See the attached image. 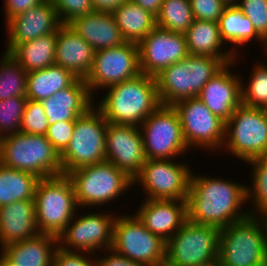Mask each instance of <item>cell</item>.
Returning a JSON list of instances; mask_svg holds the SVG:
<instances>
[{"instance_id":"1","label":"cell","mask_w":267,"mask_h":266,"mask_svg":"<svg viewBox=\"0 0 267 266\" xmlns=\"http://www.w3.org/2000/svg\"><path fill=\"white\" fill-rule=\"evenodd\" d=\"M246 185L191 173L187 196V220L222 229L249 216ZM243 210V211H242ZM245 212V213H244Z\"/></svg>"},{"instance_id":"2","label":"cell","mask_w":267,"mask_h":266,"mask_svg":"<svg viewBox=\"0 0 267 266\" xmlns=\"http://www.w3.org/2000/svg\"><path fill=\"white\" fill-rule=\"evenodd\" d=\"M107 89L95 107L113 124L139 127L161 105L156 78L144 73Z\"/></svg>"},{"instance_id":"3","label":"cell","mask_w":267,"mask_h":266,"mask_svg":"<svg viewBox=\"0 0 267 266\" xmlns=\"http://www.w3.org/2000/svg\"><path fill=\"white\" fill-rule=\"evenodd\" d=\"M221 266L267 265V219L248 216L220 229Z\"/></svg>"},{"instance_id":"4","label":"cell","mask_w":267,"mask_h":266,"mask_svg":"<svg viewBox=\"0 0 267 266\" xmlns=\"http://www.w3.org/2000/svg\"><path fill=\"white\" fill-rule=\"evenodd\" d=\"M226 64L217 57L188 55L166 67L156 78L161 105L198 97L203 86Z\"/></svg>"},{"instance_id":"5","label":"cell","mask_w":267,"mask_h":266,"mask_svg":"<svg viewBox=\"0 0 267 266\" xmlns=\"http://www.w3.org/2000/svg\"><path fill=\"white\" fill-rule=\"evenodd\" d=\"M0 163L40 179L63 174L60 155L45 135L18 132L1 138Z\"/></svg>"},{"instance_id":"6","label":"cell","mask_w":267,"mask_h":266,"mask_svg":"<svg viewBox=\"0 0 267 266\" xmlns=\"http://www.w3.org/2000/svg\"><path fill=\"white\" fill-rule=\"evenodd\" d=\"M36 223L39 233L58 237L75 219L78 205L74 187L66 174L42 178L36 185Z\"/></svg>"},{"instance_id":"7","label":"cell","mask_w":267,"mask_h":266,"mask_svg":"<svg viewBox=\"0 0 267 266\" xmlns=\"http://www.w3.org/2000/svg\"><path fill=\"white\" fill-rule=\"evenodd\" d=\"M108 121L92 106L74 121V131L66 149L60 154L63 174L106 160Z\"/></svg>"},{"instance_id":"8","label":"cell","mask_w":267,"mask_h":266,"mask_svg":"<svg viewBox=\"0 0 267 266\" xmlns=\"http://www.w3.org/2000/svg\"><path fill=\"white\" fill-rule=\"evenodd\" d=\"M66 175L73 184L78 207L101 206L133 186V179L106 160L78 168Z\"/></svg>"},{"instance_id":"9","label":"cell","mask_w":267,"mask_h":266,"mask_svg":"<svg viewBox=\"0 0 267 266\" xmlns=\"http://www.w3.org/2000/svg\"><path fill=\"white\" fill-rule=\"evenodd\" d=\"M220 229L186 221L166 242L165 261L173 266H209L218 262Z\"/></svg>"},{"instance_id":"10","label":"cell","mask_w":267,"mask_h":266,"mask_svg":"<svg viewBox=\"0 0 267 266\" xmlns=\"http://www.w3.org/2000/svg\"><path fill=\"white\" fill-rule=\"evenodd\" d=\"M222 147L246 164L251 159L267 156V109L241 103L225 123Z\"/></svg>"},{"instance_id":"11","label":"cell","mask_w":267,"mask_h":266,"mask_svg":"<svg viewBox=\"0 0 267 266\" xmlns=\"http://www.w3.org/2000/svg\"><path fill=\"white\" fill-rule=\"evenodd\" d=\"M139 128L146 159L174 160L190 149L183 137L178 112L172 105H160Z\"/></svg>"},{"instance_id":"12","label":"cell","mask_w":267,"mask_h":266,"mask_svg":"<svg viewBox=\"0 0 267 266\" xmlns=\"http://www.w3.org/2000/svg\"><path fill=\"white\" fill-rule=\"evenodd\" d=\"M134 216H117L113 225L112 248L132 261L156 266L165 261L166 242L151 233Z\"/></svg>"},{"instance_id":"13","label":"cell","mask_w":267,"mask_h":266,"mask_svg":"<svg viewBox=\"0 0 267 266\" xmlns=\"http://www.w3.org/2000/svg\"><path fill=\"white\" fill-rule=\"evenodd\" d=\"M191 170L172 159H146L133 185H141L146 199L187 200ZM140 182V183H139Z\"/></svg>"},{"instance_id":"14","label":"cell","mask_w":267,"mask_h":266,"mask_svg":"<svg viewBox=\"0 0 267 266\" xmlns=\"http://www.w3.org/2000/svg\"><path fill=\"white\" fill-rule=\"evenodd\" d=\"M140 73L138 45L125 42L120 46L96 51L92 69L85 81L92 97H95L93 93L96 89H106Z\"/></svg>"},{"instance_id":"15","label":"cell","mask_w":267,"mask_h":266,"mask_svg":"<svg viewBox=\"0 0 267 266\" xmlns=\"http://www.w3.org/2000/svg\"><path fill=\"white\" fill-rule=\"evenodd\" d=\"M173 107L181 120L184 140L189 147L216 150L225 140V122L214 115L198 98L177 101Z\"/></svg>"},{"instance_id":"16","label":"cell","mask_w":267,"mask_h":266,"mask_svg":"<svg viewBox=\"0 0 267 266\" xmlns=\"http://www.w3.org/2000/svg\"><path fill=\"white\" fill-rule=\"evenodd\" d=\"M117 216L113 214L89 213L71 220L65 230L58 236V247L65 251L88 255L98 249L104 250L113 245V225ZM69 246V247H68ZM103 248V249H102ZM95 250V251H94ZM90 253V254H89Z\"/></svg>"},{"instance_id":"17","label":"cell","mask_w":267,"mask_h":266,"mask_svg":"<svg viewBox=\"0 0 267 266\" xmlns=\"http://www.w3.org/2000/svg\"><path fill=\"white\" fill-rule=\"evenodd\" d=\"M137 45L141 73L152 77L189 55L185 34L157 26Z\"/></svg>"},{"instance_id":"18","label":"cell","mask_w":267,"mask_h":266,"mask_svg":"<svg viewBox=\"0 0 267 266\" xmlns=\"http://www.w3.org/2000/svg\"><path fill=\"white\" fill-rule=\"evenodd\" d=\"M106 161L134 179L146 162L143 136L139 127L108 122Z\"/></svg>"},{"instance_id":"19","label":"cell","mask_w":267,"mask_h":266,"mask_svg":"<svg viewBox=\"0 0 267 266\" xmlns=\"http://www.w3.org/2000/svg\"><path fill=\"white\" fill-rule=\"evenodd\" d=\"M62 25L52 1L46 0L7 22L5 52L9 53L22 42L57 32Z\"/></svg>"},{"instance_id":"20","label":"cell","mask_w":267,"mask_h":266,"mask_svg":"<svg viewBox=\"0 0 267 266\" xmlns=\"http://www.w3.org/2000/svg\"><path fill=\"white\" fill-rule=\"evenodd\" d=\"M232 64L235 65V62L226 64L203 86L198 95L207 108L225 123L242 103V78L230 72Z\"/></svg>"},{"instance_id":"21","label":"cell","mask_w":267,"mask_h":266,"mask_svg":"<svg viewBox=\"0 0 267 266\" xmlns=\"http://www.w3.org/2000/svg\"><path fill=\"white\" fill-rule=\"evenodd\" d=\"M139 207L137 218L165 242L187 221L186 200L145 199Z\"/></svg>"},{"instance_id":"22","label":"cell","mask_w":267,"mask_h":266,"mask_svg":"<svg viewBox=\"0 0 267 266\" xmlns=\"http://www.w3.org/2000/svg\"><path fill=\"white\" fill-rule=\"evenodd\" d=\"M92 98L86 81L78 79L72 86L42 100L48 125L61 121H75L95 105Z\"/></svg>"},{"instance_id":"23","label":"cell","mask_w":267,"mask_h":266,"mask_svg":"<svg viewBox=\"0 0 267 266\" xmlns=\"http://www.w3.org/2000/svg\"><path fill=\"white\" fill-rule=\"evenodd\" d=\"M67 25L90 44L95 52L126 42L111 12L93 11L73 19Z\"/></svg>"},{"instance_id":"24","label":"cell","mask_w":267,"mask_h":266,"mask_svg":"<svg viewBox=\"0 0 267 266\" xmlns=\"http://www.w3.org/2000/svg\"><path fill=\"white\" fill-rule=\"evenodd\" d=\"M92 46L76 34L68 25L57 31L55 64L73 73L79 79L88 76L94 60Z\"/></svg>"},{"instance_id":"25","label":"cell","mask_w":267,"mask_h":266,"mask_svg":"<svg viewBox=\"0 0 267 266\" xmlns=\"http://www.w3.org/2000/svg\"><path fill=\"white\" fill-rule=\"evenodd\" d=\"M39 234L34 200H20L0 207V246Z\"/></svg>"},{"instance_id":"26","label":"cell","mask_w":267,"mask_h":266,"mask_svg":"<svg viewBox=\"0 0 267 266\" xmlns=\"http://www.w3.org/2000/svg\"><path fill=\"white\" fill-rule=\"evenodd\" d=\"M57 248L58 237L39 233L35 237L9 244L1 248V252L19 266H52Z\"/></svg>"},{"instance_id":"27","label":"cell","mask_w":267,"mask_h":266,"mask_svg":"<svg viewBox=\"0 0 267 266\" xmlns=\"http://www.w3.org/2000/svg\"><path fill=\"white\" fill-rule=\"evenodd\" d=\"M190 55L212 56L220 58L225 64L237 62L233 50H224L218 23L214 21L194 20L185 33Z\"/></svg>"},{"instance_id":"28","label":"cell","mask_w":267,"mask_h":266,"mask_svg":"<svg viewBox=\"0 0 267 266\" xmlns=\"http://www.w3.org/2000/svg\"><path fill=\"white\" fill-rule=\"evenodd\" d=\"M79 78L60 65H50L41 70L27 72L26 97L42 101L57 91L72 86Z\"/></svg>"},{"instance_id":"29","label":"cell","mask_w":267,"mask_h":266,"mask_svg":"<svg viewBox=\"0 0 267 266\" xmlns=\"http://www.w3.org/2000/svg\"><path fill=\"white\" fill-rule=\"evenodd\" d=\"M57 32L16 45L9 54L26 71H35L55 64Z\"/></svg>"},{"instance_id":"30","label":"cell","mask_w":267,"mask_h":266,"mask_svg":"<svg viewBox=\"0 0 267 266\" xmlns=\"http://www.w3.org/2000/svg\"><path fill=\"white\" fill-rule=\"evenodd\" d=\"M126 42L138 44L156 27V17L131 0L112 12Z\"/></svg>"},{"instance_id":"31","label":"cell","mask_w":267,"mask_h":266,"mask_svg":"<svg viewBox=\"0 0 267 266\" xmlns=\"http://www.w3.org/2000/svg\"><path fill=\"white\" fill-rule=\"evenodd\" d=\"M218 27L220 29L221 39L227 44L232 43L234 46L233 53L236 55V48L244 45L252 39L263 41L262 44L266 45V41L257 33L253 23L247 16L237 7V5H227L223 14L218 20ZM236 52V53H235Z\"/></svg>"},{"instance_id":"32","label":"cell","mask_w":267,"mask_h":266,"mask_svg":"<svg viewBox=\"0 0 267 266\" xmlns=\"http://www.w3.org/2000/svg\"><path fill=\"white\" fill-rule=\"evenodd\" d=\"M36 175L0 163V207L20 200H34Z\"/></svg>"},{"instance_id":"33","label":"cell","mask_w":267,"mask_h":266,"mask_svg":"<svg viewBox=\"0 0 267 266\" xmlns=\"http://www.w3.org/2000/svg\"><path fill=\"white\" fill-rule=\"evenodd\" d=\"M194 20L190 0H163L156 16V26L185 34Z\"/></svg>"},{"instance_id":"34","label":"cell","mask_w":267,"mask_h":266,"mask_svg":"<svg viewBox=\"0 0 267 266\" xmlns=\"http://www.w3.org/2000/svg\"><path fill=\"white\" fill-rule=\"evenodd\" d=\"M27 72L8 53L0 61V100L14 96L26 97Z\"/></svg>"},{"instance_id":"35","label":"cell","mask_w":267,"mask_h":266,"mask_svg":"<svg viewBox=\"0 0 267 266\" xmlns=\"http://www.w3.org/2000/svg\"><path fill=\"white\" fill-rule=\"evenodd\" d=\"M252 166V189L246 187L247 201L253 200V213L250 216L267 219V156H261L247 161ZM252 192V193H251ZM256 213L254 214V212ZM261 214V215H260Z\"/></svg>"},{"instance_id":"36","label":"cell","mask_w":267,"mask_h":266,"mask_svg":"<svg viewBox=\"0 0 267 266\" xmlns=\"http://www.w3.org/2000/svg\"><path fill=\"white\" fill-rule=\"evenodd\" d=\"M261 63L254 65L247 86L242 81V104L267 109V65Z\"/></svg>"},{"instance_id":"37","label":"cell","mask_w":267,"mask_h":266,"mask_svg":"<svg viewBox=\"0 0 267 266\" xmlns=\"http://www.w3.org/2000/svg\"><path fill=\"white\" fill-rule=\"evenodd\" d=\"M27 100L23 96L0 100V139L20 132Z\"/></svg>"},{"instance_id":"38","label":"cell","mask_w":267,"mask_h":266,"mask_svg":"<svg viewBox=\"0 0 267 266\" xmlns=\"http://www.w3.org/2000/svg\"><path fill=\"white\" fill-rule=\"evenodd\" d=\"M48 118L40 101L28 99L22 116L20 132L26 134L46 135Z\"/></svg>"},{"instance_id":"39","label":"cell","mask_w":267,"mask_h":266,"mask_svg":"<svg viewBox=\"0 0 267 266\" xmlns=\"http://www.w3.org/2000/svg\"><path fill=\"white\" fill-rule=\"evenodd\" d=\"M237 7L253 23L257 33L267 40V0H239Z\"/></svg>"},{"instance_id":"40","label":"cell","mask_w":267,"mask_h":266,"mask_svg":"<svg viewBox=\"0 0 267 266\" xmlns=\"http://www.w3.org/2000/svg\"><path fill=\"white\" fill-rule=\"evenodd\" d=\"M60 22L67 25L73 19L92 13L91 0H51Z\"/></svg>"},{"instance_id":"41","label":"cell","mask_w":267,"mask_h":266,"mask_svg":"<svg viewBox=\"0 0 267 266\" xmlns=\"http://www.w3.org/2000/svg\"><path fill=\"white\" fill-rule=\"evenodd\" d=\"M195 20L218 22L227 6L223 0H190Z\"/></svg>"},{"instance_id":"42","label":"cell","mask_w":267,"mask_h":266,"mask_svg":"<svg viewBox=\"0 0 267 266\" xmlns=\"http://www.w3.org/2000/svg\"><path fill=\"white\" fill-rule=\"evenodd\" d=\"M73 131L74 121L55 122L48 127L45 136L60 155L68 146Z\"/></svg>"},{"instance_id":"43","label":"cell","mask_w":267,"mask_h":266,"mask_svg":"<svg viewBox=\"0 0 267 266\" xmlns=\"http://www.w3.org/2000/svg\"><path fill=\"white\" fill-rule=\"evenodd\" d=\"M89 256L86 258L81 254L74 252V251H65L60 247L57 248L54 258H53V265L52 266H96V257L88 259Z\"/></svg>"},{"instance_id":"44","label":"cell","mask_w":267,"mask_h":266,"mask_svg":"<svg viewBox=\"0 0 267 266\" xmlns=\"http://www.w3.org/2000/svg\"><path fill=\"white\" fill-rule=\"evenodd\" d=\"M103 252H109L110 254L108 253L109 256L105 254V257L103 256L101 258H97L96 266H149L144 263L130 260L129 258L115 251L112 247L106 250L104 249Z\"/></svg>"},{"instance_id":"45","label":"cell","mask_w":267,"mask_h":266,"mask_svg":"<svg viewBox=\"0 0 267 266\" xmlns=\"http://www.w3.org/2000/svg\"><path fill=\"white\" fill-rule=\"evenodd\" d=\"M46 0H4L5 2V18L6 23L19 14L24 13L28 9L44 2Z\"/></svg>"},{"instance_id":"46","label":"cell","mask_w":267,"mask_h":266,"mask_svg":"<svg viewBox=\"0 0 267 266\" xmlns=\"http://www.w3.org/2000/svg\"><path fill=\"white\" fill-rule=\"evenodd\" d=\"M127 0H91L94 11L113 12Z\"/></svg>"},{"instance_id":"47","label":"cell","mask_w":267,"mask_h":266,"mask_svg":"<svg viewBox=\"0 0 267 266\" xmlns=\"http://www.w3.org/2000/svg\"><path fill=\"white\" fill-rule=\"evenodd\" d=\"M138 4L143 9L153 14L155 17L158 15L163 0H131Z\"/></svg>"},{"instance_id":"48","label":"cell","mask_w":267,"mask_h":266,"mask_svg":"<svg viewBox=\"0 0 267 266\" xmlns=\"http://www.w3.org/2000/svg\"><path fill=\"white\" fill-rule=\"evenodd\" d=\"M0 266H19L12 262L3 252L0 255Z\"/></svg>"},{"instance_id":"49","label":"cell","mask_w":267,"mask_h":266,"mask_svg":"<svg viewBox=\"0 0 267 266\" xmlns=\"http://www.w3.org/2000/svg\"><path fill=\"white\" fill-rule=\"evenodd\" d=\"M226 5H236L239 0H223Z\"/></svg>"},{"instance_id":"50","label":"cell","mask_w":267,"mask_h":266,"mask_svg":"<svg viewBox=\"0 0 267 266\" xmlns=\"http://www.w3.org/2000/svg\"><path fill=\"white\" fill-rule=\"evenodd\" d=\"M156 266H173V265L168 264L166 261H164L162 263L157 264Z\"/></svg>"},{"instance_id":"51","label":"cell","mask_w":267,"mask_h":266,"mask_svg":"<svg viewBox=\"0 0 267 266\" xmlns=\"http://www.w3.org/2000/svg\"><path fill=\"white\" fill-rule=\"evenodd\" d=\"M209 266H221L218 262L212 264V265H209Z\"/></svg>"},{"instance_id":"52","label":"cell","mask_w":267,"mask_h":266,"mask_svg":"<svg viewBox=\"0 0 267 266\" xmlns=\"http://www.w3.org/2000/svg\"><path fill=\"white\" fill-rule=\"evenodd\" d=\"M264 51H266V52H264V53L266 54L265 56H267V48H266V47H265Z\"/></svg>"}]
</instances>
